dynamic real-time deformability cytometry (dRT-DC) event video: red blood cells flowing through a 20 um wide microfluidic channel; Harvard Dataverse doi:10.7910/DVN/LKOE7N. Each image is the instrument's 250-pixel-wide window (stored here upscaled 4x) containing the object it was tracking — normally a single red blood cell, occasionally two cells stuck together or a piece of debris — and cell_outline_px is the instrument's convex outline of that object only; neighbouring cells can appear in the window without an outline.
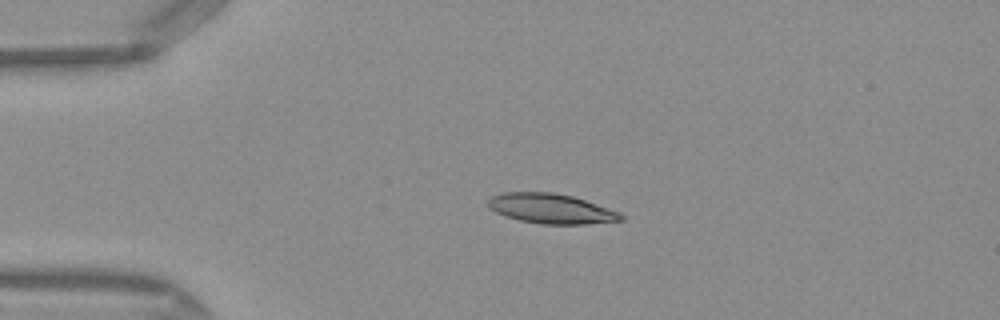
{"species": "Egyptian fruit bat (a non-hibernating species)", "species_latin": "Rousettus aegyptiacus", "temperature_condition": "warm", "stored_images_in_passage": 39, "camera_frame_rate_fps": 3000, "um_per_image_px": 0.085, "frame": {"image": 1, "passage_image": 1, "time_ms": 0.0, "image_size_px": [1000, 320], "cell_outline_px": [[624, 220], [584, 224], [540, 224], [520, 220], [504, 216], [488, 208], [488, 200], [492, 196], [504, 192], [552, 192], [572, 196], [620, 212], [624, 216]], "centroid_in_image_um": [46.82, 17.73], "position_along_channel_um": 38.2, "area_um2": 23.06}}
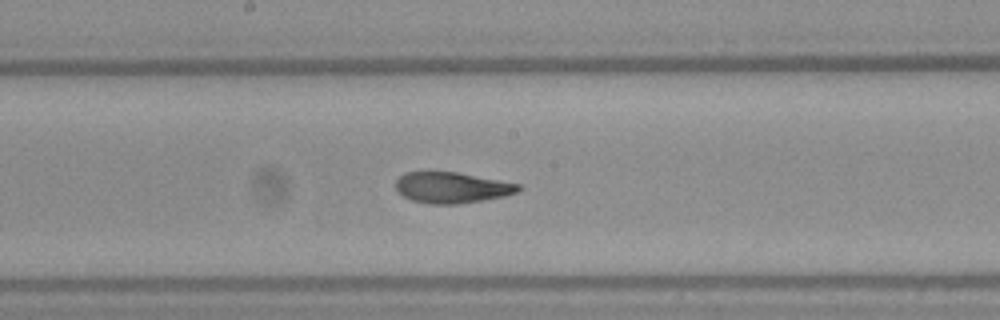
{"frame": {"image": 2, "passage_image": 16, "time_ms": 5.0, "image_size_px": [1000, 320], "cell_outline_px": [[524, 188], [520, 192], [504, 196], [484, 200], [456, 204], [428, 204], [412, 200], [404, 196], [396, 188], [396, 180], [404, 172], [456, 172], [520, 184]], "centroid_in_image_um": [38.44, 15.95], "position_along_channel_um": 209.8, "area_um2": 22.08}}
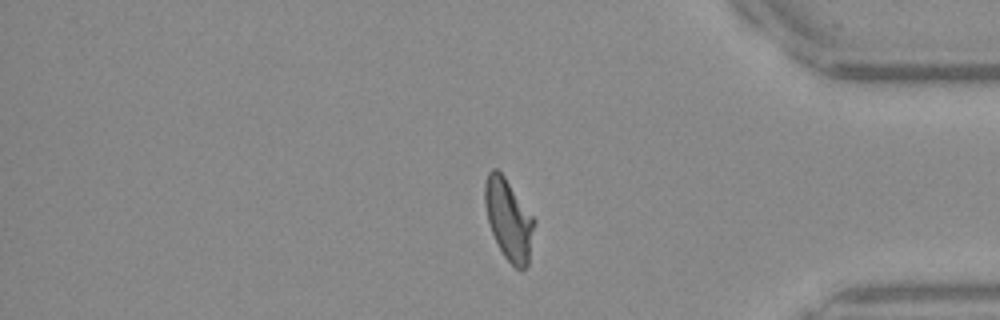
{"frame": {"image": 3, "passage_image": 31, "time_ms": 10.0, "image_size_px": [1000, 320], "cell_outline_px": [[536, 220], [528, 264], [524, 268], [516, 268], [504, 256], [492, 232], [488, 220], [484, 204], [484, 184], [488, 172], [492, 168], [496, 168], [504, 176]], "centroid_in_image_um": [43.24, 18.62], "position_along_channel_um": 392.0, "area_um2": 23.06}, "authors_computed_cell_mechanics": {"area_um2": 23.0622, "velocity_mm_per_s": 4.1076, "shape_relaxation_time_tau1_ms": 6.727, "shape_relaxation_time_tau2_ms": 1.1425, "deformation_change_tau1": 0.2118, "deformation_change_tau2": 0.0794}}